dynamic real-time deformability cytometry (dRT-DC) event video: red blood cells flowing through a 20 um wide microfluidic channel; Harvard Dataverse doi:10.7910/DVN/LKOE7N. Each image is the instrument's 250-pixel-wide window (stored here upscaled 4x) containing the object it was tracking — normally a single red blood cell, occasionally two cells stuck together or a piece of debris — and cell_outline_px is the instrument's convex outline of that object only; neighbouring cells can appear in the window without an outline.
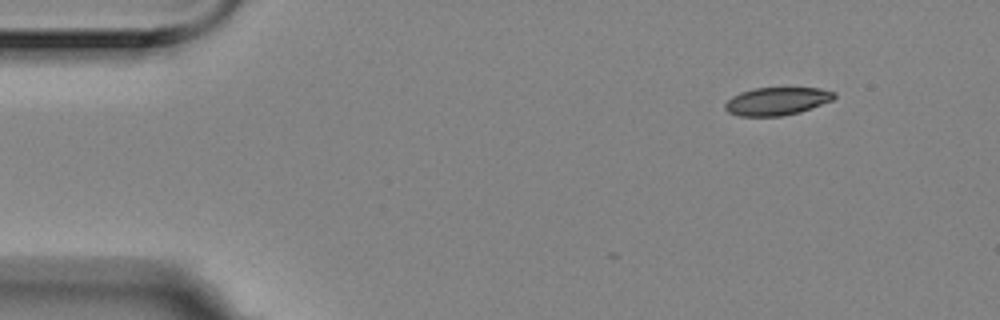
{"species": "Egyptian fruit bat (a non-hibernating species)", "species_latin": "Rousettus aegyptiacus", "temperature_condition": "room temperature", "stored_images_in_passage": 6, "camera_frame_rate_fps": 3000, "um_per_image_px": 0.085, "animal": {"sex": "female"}, "frame": {"image": 1, "passage_image": 1, "time_ms": 0.0, "image_size_px": [1000, 320], "cell_outline_px": [[836, 96], [832, 100], [800, 112], [780, 116], [740, 116], [728, 112], [724, 108], [724, 104], [732, 96], [740, 92], [752, 88], [820, 88], [836, 92]], "centroid_in_image_um": [66.02, 8.6], "position_along_channel_um": 19.0, "area_um2": 17.74}}
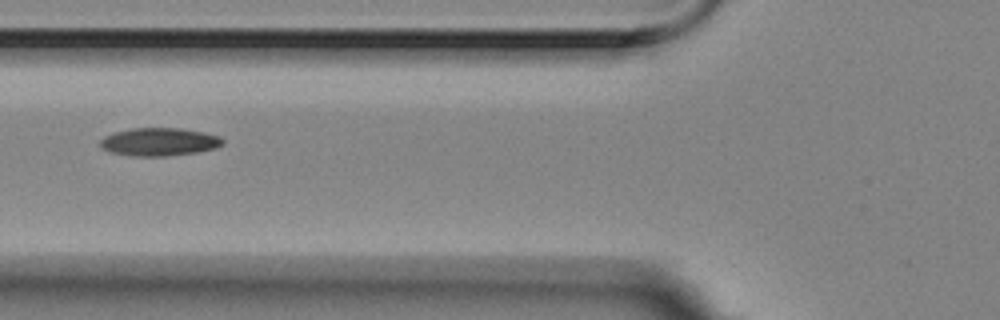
{"frame": {"image": 2, "passage_image": 5, "time_ms": 1.333, "image_size_px": [1000, 320], "cell_outline_px": [[224, 144], [216, 148], [196, 152], [168, 156], [128, 156], [108, 152], [100, 148], [100, 140], [104, 136], [112, 132], [132, 128], [180, 128], [204, 132], [220, 136], [224, 140]], "centroid_in_image_um": [13.5, 12.06], "position_along_channel_um": 112.3, "area_um2": 20.35}}
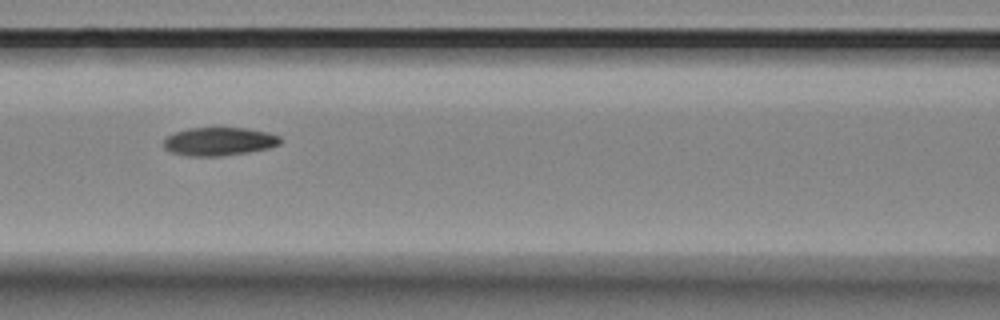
{"frame": {"image": 3, "passage_image": 6, "time_ms": 1.667, "image_size_px": [1000, 320], "cell_outline_px": [[284, 140], [280, 144], [268, 148], [248, 152], [220, 156], [188, 156], [172, 152], [164, 148], [164, 140], [168, 136], [176, 132], [188, 128], [248, 128], [268, 132], [280, 136]], "centroid_in_image_um": [18.67, 12.02], "position_along_channel_um": 147.9, "area_um2": 19.25}}